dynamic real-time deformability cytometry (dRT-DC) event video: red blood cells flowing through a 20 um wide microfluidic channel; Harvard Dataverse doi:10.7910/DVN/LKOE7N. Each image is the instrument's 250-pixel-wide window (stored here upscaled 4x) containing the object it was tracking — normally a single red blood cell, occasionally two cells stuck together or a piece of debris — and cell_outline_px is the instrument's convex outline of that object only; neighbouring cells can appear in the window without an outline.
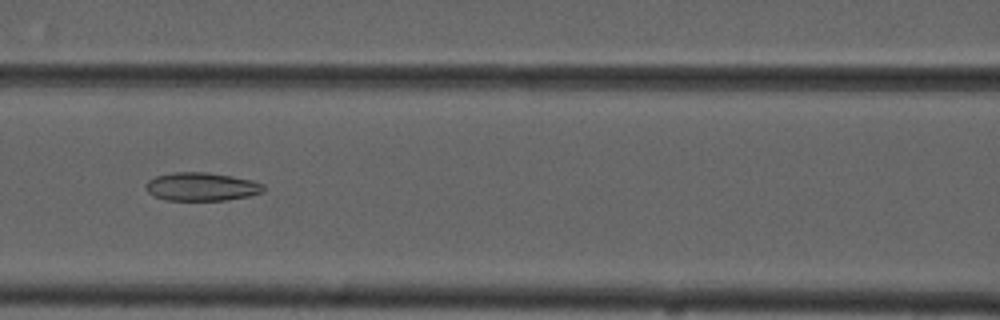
{"species": "common noctule bat (a hibernating species)", "species_latin": "Nyctalus noctula", "temperature_condition": "cold", "stored_images_in_passage": 8, "camera_frame_rate_fps": 3000, "um_per_image_px": 0.085, "animal": {"sex": "male", "forearm_length_mm": 52.5}, "frame": {"image": 1, "passage_image": 7, "time_ms": 7.0, "image_size_px": [1000, 320], "cell_outline_px": [[264, 192], [248, 196], [228, 200], [168, 200], [156, 196], [148, 192], [144, 184], [148, 180], [156, 176], [176, 172], [208, 172], [232, 176], [252, 180], [264, 184]], "centroid_in_image_um": [17.15, 15.86], "position_along_channel_um": 149.4, "area_um2": 19.42}}
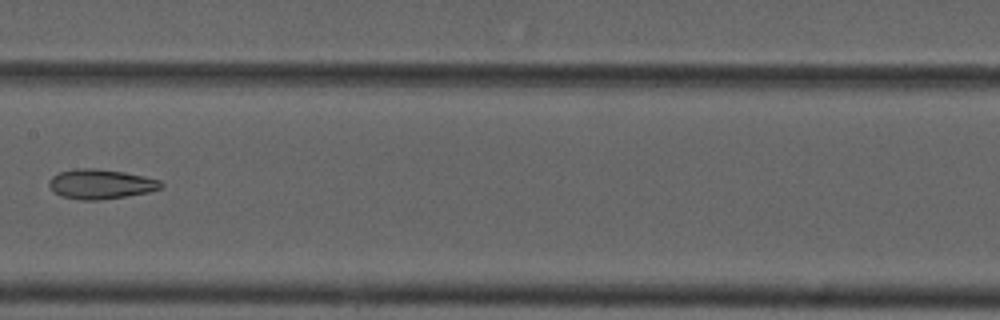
{"frame": {"image": 2, "passage_image": 8, "time_ms": 8.333, "image_size_px": [1000, 320], "cell_outline_px": [[164, 184], [160, 188], [148, 192], [100, 200], [80, 200], [60, 196], [48, 184], [48, 180], [52, 176], [60, 172], [76, 168], [96, 168], [124, 172], [160, 180]], "centroid_in_image_um": [8.54, 15.64], "position_along_channel_um": 198.9, "area_um2": 19.25}}